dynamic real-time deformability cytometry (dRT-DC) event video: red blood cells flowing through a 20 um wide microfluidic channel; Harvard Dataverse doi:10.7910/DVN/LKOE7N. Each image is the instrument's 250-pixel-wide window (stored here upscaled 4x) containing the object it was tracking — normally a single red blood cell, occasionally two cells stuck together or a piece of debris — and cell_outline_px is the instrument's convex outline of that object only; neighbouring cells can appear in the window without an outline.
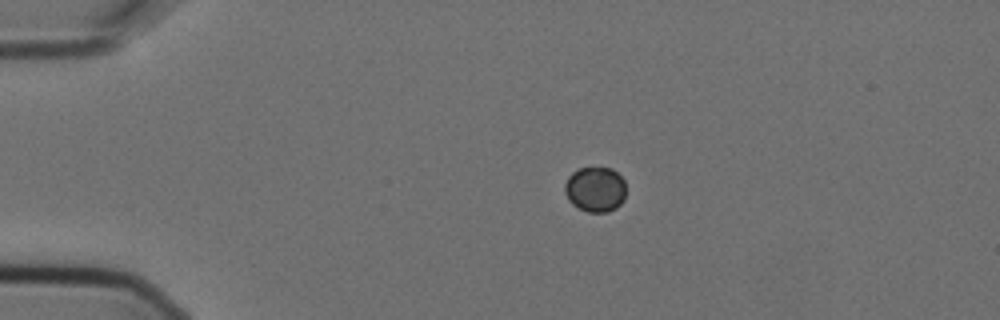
{"species": "Egyptian fruit bat (a non-hibernating species)", "species_latin": "Rousettus aegyptiacus", "temperature_condition": "cold", "stored_images_in_passage": 7, "camera_frame_rate_fps": 3000, "um_per_image_px": 0.085, "animal": {"sex": "female"}, "frame": {"image": 1, "passage_image": 3, "time_ms": 0.667, "image_size_px": [1000, 320], "cell_outline_px": [[624, 200], [616, 208], [608, 212], [588, 212], [572, 204], [568, 200], [564, 192], [564, 184], [568, 176], [572, 172], [580, 168], [612, 168], [624, 180]], "centroid_in_image_um": [50.57, 16.1], "position_along_channel_um": 34.4, "area_um2": 16.13}}
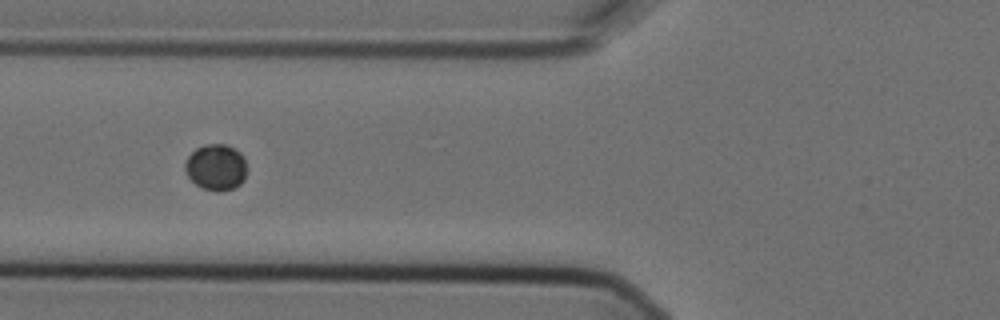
{"frame": {"image": 2, "passage_image": 6, "time_ms": 1.667, "image_size_px": [1000, 320], "cell_outline_px": [[244, 180], [240, 184], [232, 188], [220, 192], [216, 192], [204, 188], [196, 184], [188, 176], [184, 168], [184, 164], [188, 156], [196, 148], [204, 144], [228, 144], [240, 152], [244, 156]], "centroid_in_image_um": [18.34, 14.2], "position_along_channel_um": 107.5, "area_um2": 16.53}}
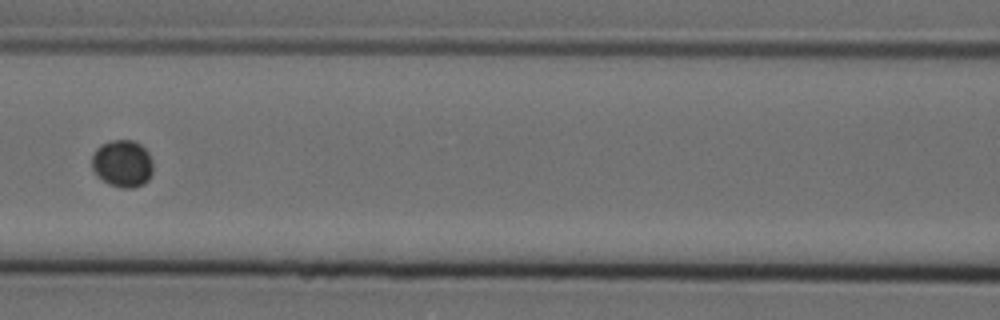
{"frame": {"image": 3, "passage_image": 7, "time_ms": 2.0, "image_size_px": [1000, 320], "cell_outline_px": [[152, 172], [148, 180], [144, 184], [132, 188], [120, 188], [108, 184], [96, 176], [92, 168], [92, 156], [96, 148], [100, 144], [112, 140], [132, 140], [140, 144], [148, 152], [152, 160]], "centroid_in_image_um": [10.39, 13.91], "position_along_channel_um": 156.2, "area_um2": 17.05}}